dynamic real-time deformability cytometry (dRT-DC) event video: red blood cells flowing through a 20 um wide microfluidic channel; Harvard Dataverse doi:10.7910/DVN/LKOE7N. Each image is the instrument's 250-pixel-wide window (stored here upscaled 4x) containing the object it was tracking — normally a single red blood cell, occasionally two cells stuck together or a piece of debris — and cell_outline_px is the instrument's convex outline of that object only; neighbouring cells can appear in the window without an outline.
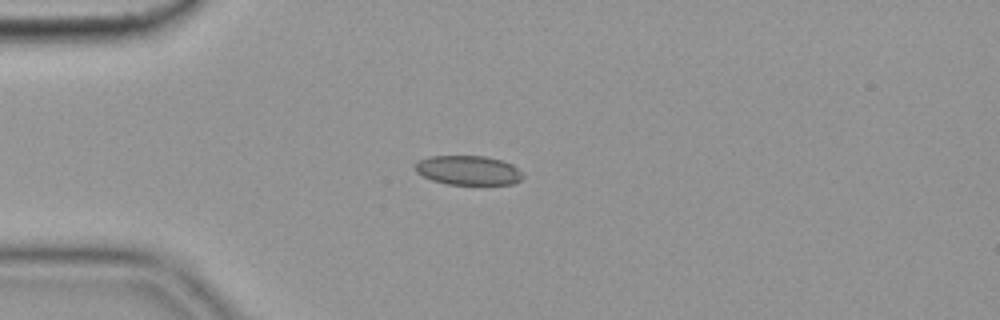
{"species": "common noctule bat (a hibernating species)", "species_latin": "Nyctalus noctula", "temperature_condition": "cold", "stored_images_in_passage": 35, "camera_frame_rate_fps": 3000, "um_per_image_px": 0.085, "animal": {"sex": "female", "body_mass_g": 19.9}, "frame": {"image": 1, "passage_image": 1, "time_ms": 0.0, "image_size_px": [1000, 320], "cell_outline_px": [[524, 176], [520, 180], [512, 184], [448, 184], [432, 180], [416, 172], [412, 168], [420, 160], [428, 156], [484, 156], [500, 160], [512, 164], [524, 172]], "centroid_in_image_um": [39.81, 14.47], "position_along_channel_um": 45.2, "area_um2": 18.44}, "authors_computed_cell_mechanics": {"area_um2": 17.918, "velocity_mm_per_s": 3.628, "shape_relaxation_time_tau1_ms": null, "shape_relaxation_time_tau2_ms": 2.7016, "deformation_change_tau1": null, "deformation_change_tau2": 0.0653}}